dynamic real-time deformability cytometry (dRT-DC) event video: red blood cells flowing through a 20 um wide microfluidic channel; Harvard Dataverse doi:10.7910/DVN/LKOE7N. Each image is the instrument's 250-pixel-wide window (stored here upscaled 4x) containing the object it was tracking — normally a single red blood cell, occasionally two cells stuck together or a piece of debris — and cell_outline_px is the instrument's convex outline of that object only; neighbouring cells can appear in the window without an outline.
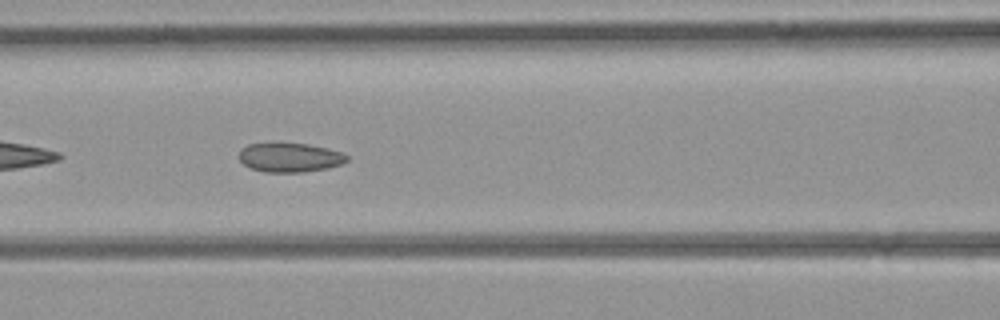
{"species": "common noctule bat (a hibernating species)", "species_latin": "Nyctalus noctula", "temperature_condition": "room temperature", "stored_images_in_passage": 44, "camera_frame_rate_fps": 3000, "um_per_image_px": 0.085, "animal": {"sex": "female", "body_mass_g": 21.9}, "frame": {"image": 1, "passage_image": 18, "time_ms": 5.667, "image_size_px": [1000, 320], "cell_outline_px": [[348, 160], [340, 164], [328, 168], [304, 172], [264, 172], [252, 168], [244, 164], [240, 160], [240, 148], [248, 144], [308, 144], [328, 148], [340, 152], [348, 156]], "centroid_in_image_um": [24.64, 13.39], "position_along_channel_um": 142.0, "area_um2": 18.09}}
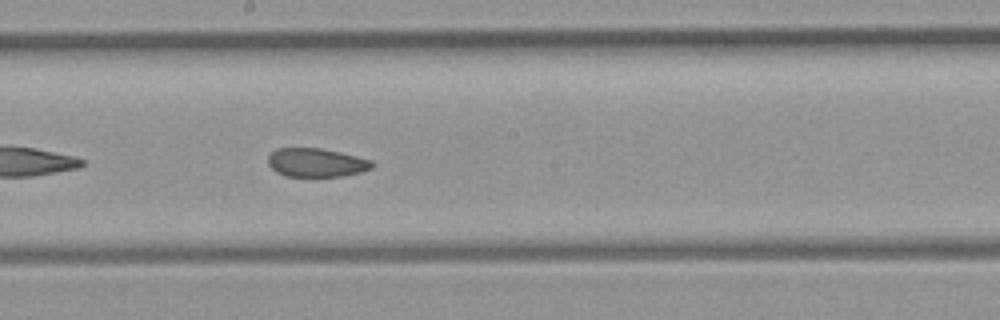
{"frame": {"image": 2, "passage_image": 23, "time_ms": 7.333, "image_size_px": [1000, 320], "cell_outline_px": [[376, 164], [372, 168], [360, 172], [344, 176], [284, 176], [276, 172], [268, 164], [268, 156], [276, 148], [320, 148], [340, 152], [372, 160]], "centroid_in_image_um": [26.89, 13.82], "position_along_channel_um": 221.3, "area_um2": 17.46}}
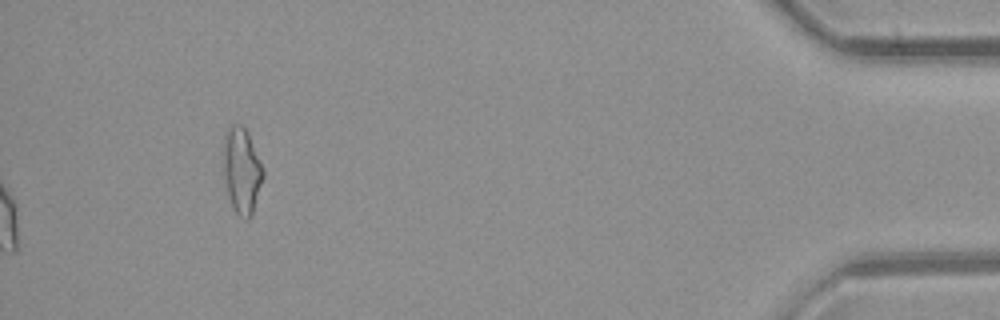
{"frame": {"image": 3, "passage_image": 44, "time_ms": 14.333, "image_size_px": [1000, 320], "cell_outline_px": [[264, 176], [252, 216], [248, 220], [244, 220], [232, 208], [228, 196], [224, 176], [224, 132], [232, 124], [240, 124], [248, 132], [264, 168]], "centroid_in_image_um": [20.56, 14.51], "position_along_channel_um": 414.6, "area_um2": 20.11}}